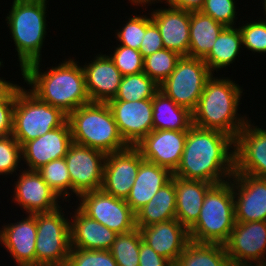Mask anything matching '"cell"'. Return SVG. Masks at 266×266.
Returning a JSON list of instances; mask_svg holds the SVG:
<instances>
[{"mask_svg": "<svg viewBox=\"0 0 266 266\" xmlns=\"http://www.w3.org/2000/svg\"><path fill=\"white\" fill-rule=\"evenodd\" d=\"M234 152L233 137L192 125L187 131L183 154L173 176L214 185L227 182L235 172Z\"/></svg>", "mask_w": 266, "mask_h": 266, "instance_id": "obj_1", "label": "cell"}, {"mask_svg": "<svg viewBox=\"0 0 266 266\" xmlns=\"http://www.w3.org/2000/svg\"><path fill=\"white\" fill-rule=\"evenodd\" d=\"M74 58H66L56 66L42 70L41 62L27 65L22 71V79L35 96L43 102L61 109L65 114L90 101L86 90L85 74L82 64ZM43 72H42V71Z\"/></svg>", "mask_w": 266, "mask_h": 266, "instance_id": "obj_2", "label": "cell"}, {"mask_svg": "<svg viewBox=\"0 0 266 266\" xmlns=\"http://www.w3.org/2000/svg\"><path fill=\"white\" fill-rule=\"evenodd\" d=\"M241 87L233 79L212 75L192 112L193 125L218 130L235 139L249 120L247 115L238 114L244 94Z\"/></svg>", "mask_w": 266, "mask_h": 266, "instance_id": "obj_3", "label": "cell"}, {"mask_svg": "<svg viewBox=\"0 0 266 266\" xmlns=\"http://www.w3.org/2000/svg\"><path fill=\"white\" fill-rule=\"evenodd\" d=\"M7 27L15 44L21 71L42 60V48L47 36V0H12Z\"/></svg>", "mask_w": 266, "mask_h": 266, "instance_id": "obj_4", "label": "cell"}, {"mask_svg": "<svg viewBox=\"0 0 266 266\" xmlns=\"http://www.w3.org/2000/svg\"><path fill=\"white\" fill-rule=\"evenodd\" d=\"M72 142L106 154L129 145L122 138L107 102H89L68 115Z\"/></svg>", "mask_w": 266, "mask_h": 266, "instance_id": "obj_5", "label": "cell"}, {"mask_svg": "<svg viewBox=\"0 0 266 266\" xmlns=\"http://www.w3.org/2000/svg\"><path fill=\"white\" fill-rule=\"evenodd\" d=\"M234 193L230 181L206 193L197 221L188 229L191 241L225 244L235 225Z\"/></svg>", "mask_w": 266, "mask_h": 266, "instance_id": "obj_6", "label": "cell"}, {"mask_svg": "<svg viewBox=\"0 0 266 266\" xmlns=\"http://www.w3.org/2000/svg\"><path fill=\"white\" fill-rule=\"evenodd\" d=\"M68 115L35 96L29 88L17 84L13 114V137L22 146L47 132L62 126Z\"/></svg>", "mask_w": 266, "mask_h": 266, "instance_id": "obj_7", "label": "cell"}, {"mask_svg": "<svg viewBox=\"0 0 266 266\" xmlns=\"http://www.w3.org/2000/svg\"><path fill=\"white\" fill-rule=\"evenodd\" d=\"M64 208L36 213V266H65L71 249L70 219Z\"/></svg>", "mask_w": 266, "mask_h": 266, "instance_id": "obj_8", "label": "cell"}, {"mask_svg": "<svg viewBox=\"0 0 266 266\" xmlns=\"http://www.w3.org/2000/svg\"><path fill=\"white\" fill-rule=\"evenodd\" d=\"M212 75L203 59L182 56L174 71L159 85V90L177 105L193 112Z\"/></svg>", "mask_w": 266, "mask_h": 266, "instance_id": "obj_9", "label": "cell"}, {"mask_svg": "<svg viewBox=\"0 0 266 266\" xmlns=\"http://www.w3.org/2000/svg\"><path fill=\"white\" fill-rule=\"evenodd\" d=\"M78 201L75 207L117 234H125L137 228L136 214L127 202L102 189L81 194Z\"/></svg>", "mask_w": 266, "mask_h": 266, "instance_id": "obj_10", "label": "cell"}, {"mask_svg": "<svg viewBox=\"0 0 266 266\" xmlns=\"http://www.w3.org/2000/svg\"><path fill=\"white\" fill-rule=\"evenodd\" d=\"M106 153L72 142L65 155L67 170L71 179V195L102 188Z\"/></svg>", "mask_w": 266, "mask_h": 266, "instance_id": "obj_11", "label": "cell"}, {"mask_svg": "<svg viewBox=\"0 0 266 266\" xmlns=\"http://www.w3.org/2000/svg\"><path fill=\"white\" fill-rule=\"evenodd\" d=\"M224 246L236 264L253 266L266 262V221L235 222Z\"/></svg>", "mask_w": 266, "mask_h": 266, "instance_id": "obj_12", "label": "cell"}, {"mask_svg": "<svg viewBox=\"0 0 266 266\" xmlns=\"http://www.w3.org/2000/svg\"><path fill=\"white\" fill-rule=\"evenodd\" d=\"M249 119L234 139L235 174L266 178V129Z\"/></svg>", "mask_w": 266, "mask_h": 266, "instance_id": "obj_13", "label": "cell"}, {"mask_svg": "<svg viewBox=\"0 0 266 266\" xmlns=\"http://www.w3.org/2000/svg\"><path fill=\"white\" fill-rule=\"evenodd\" d=\"M143 161L135 146L107 154L101 189L116 198L126 200Z\"/></svg>", "mask_w": 266, "mask_h": 266, "instance_id": "obj_14", "label": "cell"}, {"mask_svg": "<svg viewBox=\"0 0 266 266\" xmlns=\"http://www.w3.org/2000/svg\"><path fill=\"white\" fill-rule=\"evenodd\" d=\"M229 181L234 193L235 221H266V178L234 173Z\"/></svg>", "mask_w": 266, "mask_h": 266, "instance_id": "obj_15", "label": "cell"}, {"mask_svg": "<svg viewBox=\"0 0 266 266\" xmlns=\"http://www.w3.org/2000/svg\"><path fill=\"white\" fill-rule=\"evenodd\" d=\"M118 130L129 146H135L153 130L152 99L108 101Z\"/></svg>", "mask_w": 266, "mask_h": 266, "instance_id": "obj_16", "label": "cell"}, {"mask_svg": "<svg viewBox=\"0 0 266 266\" xmlns=\"http://www.w3.org/2000/svg\"><path fill=\"white\" fill-rule=\"evenodd\" d=\"M22 167L13 184V202L23 208L25 214L50 212L61 205V198L44 181L37 171H29Z\"/></svg>", "mask_w": 266, "mask_h": 266, "instance_id": "obj_17", "label": "cell"}, {"mask_svg": "<svg viewBox=\"0 0 266 266\" xmlns=\"http://www.w3.org/2000/svg\"><path fill=\"white\" fill-rule=\"evenodd\" d=\"M186 137L187 131L152 130L135 147L145 161L173 173L180 163Z\"/></svg>", "mask_w": 266, "mask_h": 266, "instance_id": "obj_18", "label": "cell"}, {"mask_svg": "<svg viewBox=\"0 0 266 266\" xmlns=\"http://www.w3.org/2000/svg\"><path fill=\"white\" fill-rule=\"evenodd\" d=\"M72 143L71 128L68 120L36 139L21 146L22 162L26 170L37 171L52 160L64 158Z\"/></svg>", "mask_w": 266, "mask_h": 266, "instance_id": "obj_19", "label": "cell"}, {"mask_svg": "<svg viewBox=\"0 0 266 266\" xmlns=\"http://www.w3.org/2000/svg\"><path fill=\"white\" fill-rule=\"evenodd\" d=\"M16 223L0 228V243L13 257L17 266H36V214H26Z\"/></svg>", "mask_w": 266, "mask_h": 266, "instance_id": "obj_20", "label": "cell"}, {"mask_svg": "<svg viewBox=\"0 0 266 266\" xmlns=\"http://www.w3.org/2000/svg\"><path fill=\"white\" fill-rule=\"evenodd\" d=\"M97 55L82 65L86 90L91 102H108L117 95L123 76L108 54Z\"/></svg>", "mask_w": 266, "mask_h": 266, "instance_id": "obj_21", "label": "cell"}, {"mask_svg": "<svg viewBox=\"0 0 266 266\" xmlns=\"http://www.w3.org/2000/svg\"><path fill=\"white\" fill-rule=\"evenodd\" d=\"M137 228L143 241L173 265L190 241L188 229L177 219Z\"/></svg>", "mask_w": 266, "mask_h": 266, "instance_id": "obj_22", "label": "cell"}, {"mask_svg": "<svg viewBox=\"0 0 266 266\" xmlns=\"http://www.w3.org/2000/svg\"><path fill=\"white\" fill-rule=\"evenodd\" d=\"M152 21L159 28L164 48L177 52L180 56H188L190 12L171 6L153 9Z\"/></svg>", "mask_w": 266, "mask_h": 266, "instance_id": "obj_23", "label": "cell"}, {"mask_svg": "<svg viewBox=\"0 0 266 266\" xmlns=\"http://www.w3.org/2000/svg\"><path fill=\"white\" fill-rule=\"evenodd\" d=\"M74 210H72L74 213L69 214L71 247L109 250L118 234L85 215L78 207Z\"/></svg>", "mask_w": 266, "mask_h": 266, "instance_id": "obj_24", "label": "cell"}, {"mask_svg": "<svg viewBox=\"0 0 266 266\" xmlns=\"http://www.w3.org/2000/svg\"><path fill=\"white\" fill-rule=\"evenodd\" d=\"M172 176L173 173L169 169L144 160L139 166L138 174L125 201L136 213L172 179Z\"/></svg>", "mask_w": 266, "mask_h": 266, "instance_id": "obj_25", "label": "cell"}, {"mask_svg": "<svg viewBox=\"0 0 266 266\" xmlns=\"http://www.w3.org/2000/svg\"><path fill=\"white\" fill-rule=\"evenodd\" d=\"M214 184L175 177L176 219L189 229L199 218L207 191Z\"/></svg>", "mask_w": 266, "mask_h": 266, "instance_id": "obj_26", "label": "cell"}, {"mask_svg": "<svg viewBox=\"0 0 266 266\" xmlns=\"http://www.w3.org/2000/svg\"><path fill=\"white\" fill-rule=\"evenodd\" d=\"M135 214L137 227H146L154 223L176 219L175 176H172V179Z\"/></svg>", "mask_w": 266, "mask_h": 266, "instance_id": "obj_27", "label": "cell"}, {"mask_svg": "<svg viewBox=\"0 0 266 266\" xmlns=\"http://www.w3.org/2000/svg\"><path fill=\"white\" fill-rule=\"evenodd\" d=\"M224 28V25L201 11L190 12L188 57L204 59Z\"/></svg>", "mask_w": 266, "mask_h": 266, "instance_id": "obj_28", "label": "cell"}, {"mask_svg": "<svg viewBox=\"0 0 266 266\" xmlns=\"http://www.w3.org/2000/svg\"><path fill=\"white\" fill-rule=\"evenodd\" d=\"M153 130L188 131L192 123V112L177 105L160 90L152 98Z\"/></svg>", "mask_w": 266, "mask_h": 266, "instance_id": "obj_29", "label": "cell"}, {"mask_svg": "<svg viewBox=\"0 0 266 266\" xmlns=\"http://www.w3.org/2000/svg\"><path fill=\"white\" fill-rule=\"evenodd\" d=\"M242 34L237 26L225 27L217 37L212 50L203 59L208 69L215 75V71L227 70L241 53L243 46ZM225 68V69H224Z\"/></svg>", "mask_w": 266, "mask_h": 266, "instance_id": "obj_30", "label": "cell"}, {"mask_svg": "<svg viewBox=\"0 0 266 266\" xmlns=\"http://www.w3.org/2000/svg\"><path fill=\"white\" fill-rule=\"evenodd\" d=\"M230 261L223 244L190 240L174 266H226Z\"/></svg>", "mask_w": 266, "mask_h": 266, "instance_id": "obj_31", "label": "cell"}, {"mask_svg": "<svg viewBox=\"0 0 266 266\" xmlns=\"http://www.w3.org/2000/svg\"><path fill=\"white\" fill-rule=\"evenodd\" d=\"M159 85L144 72L123 76L115 98L109 101H138L152 99Z\"/></svg>", "mask_w": 266, "mask_h": 266, "instance_id": "obj_32", "label": "cell"}, {"mask_svg": "<svg viewBox=\"0 0 266 266\" xmlns=\"http://www.w3.org/2000/svg\"><path fill=\"white\" fill-rule=\"evenodd\" d=\"M142 240L139 228L116 236L109 251L118 266H139V252Z\"/></svg>", "mask_w": 266, "mask_h": 266, "instance_id": "obj_33", "label": "cell"}, {"mask_svg": "<svg viewBox=\"0 0 266 266\" xmlns=\"http://www.w3.org/2000/svg\"><path fill=\"white\" fill-rule=\"evenodd\" d=\"M37 172L42 176L47 185L62 199L64 203L71 200V179L65 158L52 160L43 165ZM69 197V198H68ZM64 198V199H63Z\"/></svg>", "mask_w": 266, "mask_h": 266, "instance_id": "obj_34", "label": "cell"}, {"mask_svg": "<svg viewBox=\"0 0 266 266\" xmlns=\"http://www.w3.org/2000/svg\"><path fill=\"white\" fill-rule=\"evenodd\" d=\"M181 57L175 51L161 49L144 58L143 72L160 85L174 71Z\"/></svg>", "mask_w": 266, "mask_h": 266, "instance_id": "obj_35", "label": "cell"}, {"mask_svg": "<svg viewBox=\"0 0 266 266\" xmlns=\"http://www.w3.org/2000/svg\"><path fill=\"white\" fill-rule=\"evenodd\" d=\"M133 15L125 21L126 24L124 23L120 30H116L114 38H117L116 40L120 42L119 44L116 43L117 45L127 46L139 51L146 27L152 22V18L150 13L149 16L137 15L136 13H133Z\"/></svg>", "mask_w": 266, "mask_h": 266, "instance_id": "obj_36", "label": "cell"}, {"mask_svg": "<svg viewBox=\"0 0 266 266\" xmlns=\"http://www.w3.org/2000/svg\"><path fill=\"white\" fill-rule=\"evenodd\" d=\"M108 56L119 69L122 76L143 72L144 58L140 51L127 46L118 45Z\"/></svg>", "mask_w": 266, "mask_h": 266, "instance_id": "obj_37", "label": "cell"}, {"mask_svg": "<svg viewBox=\"0 0 266 266\" xmlns=\"http://www.w3.org/2000/svg\"><path fill=\"white\" fill-rule=\"evenodd\" d=\"M22 160L21 145L13 135L0 137V175L17 174Z\"/></svg>", "mask_w": 266, "mask_h": 266, "instance_id": "obj_38", "label": "cell"}, {"mask_svg": "<svg viewBox=\"0 0 266 266\" xmlns=\"http://www.w3.org/2000/svg\"><path fill=\"white\" fill-rule=\"evenodd\" d=\"M66 266H118L109 250L71 247Z\"/></svg>", "mask_w": 266, "mask_h": 266, "instance_id": "obj_39", "label": "cell"}, {"mask_svg": "<svg viewBox=\"0 0 266 266\" xmlns=\"http://www.w3.org/2000/svg\"><path fill=\"white\" fill-rule=\"evenodd\" d=\"M242 34L243 48L252 51L253 54L266 53V20L258 19L244 25H239Z\"/></svg>", "mask_w": 266, "mask_h": 266, "instance_id": "obj_40", "label": "cell"}, {"mask_svg": "<svg viewBox=\"0 0 266 266\" xmlns=\"http://www.w3.org/2000/svg\"><path fill=\"white\" fill-rule=\"evenodd\" d=\"M235 4V0H205L200 11L225 27H233L238 19Z\"/></svg>", "mask_w": 266, "mask_h": 266, "instance_id": "obj_41", "label": "cell"}, {"mask_svg": "<svg viewBox=\"0 0 266 266\" xmlns=\"http://www.w3.org/2000/svg\"><path fill=\"white\" fill-rule=\"evenodd\" d=\"M12 82L13 84L0 96V137L12 135L17 95V84Z\"/></svg>", "mask_w": 266, "mask_h": 266, "instance_id": "obj_42", "label": "cell"}, {"mask_svg": "<svg viewBox=\"0 0 266 266\" xmlns=\"http://www.w3.org/2000/svg\"><path fill=\"white\" fill-rule=\"evenodd\" d=\"M164 49L162 37L157 25L152 21L145 31V35L140 45V53L143 58L148 57L156 51Z\"/></svg>", "mask_w": 266, "mask_h": 266, "instance_id": "obj_43", "label": "cell"}, {"mask_svg": "<svg viewBox=\"0 0 266 266\" xmlns=\"http://www.w3.org/2000/svg\"><path fill=\"white\" fill-rule=\"evenodd\" d=\"M139 266H174L168 259L160 256L143 240L140 244Z\"/></svg>", "mask_w": 266, "mask_h": 266, "instance_id": "obj_44", "label": "cell"}, {"mask_svg": "<svg viewBox=\"0 0 266 266\" xmlns=\"http://www.w3.org/2000/svg\"><path fill=\"white\" fill-rule=\"evenodd\" d=\"M205 0H168L166 6L182 9L184 11L195 12L203 8Z\"/></svg>", "mask_w": 266, "mask_h": 266, "instance_id": "obj_45", "label": "cell"}, {"mask_svg": "<svg viewBox=\"0 0 266 266\" xmlns=\"http://www.w3.org/2000/svg\"><path fill=\"white\" fill-rule=\"evenodd\" d=\"M128 1H130L129 3H131L132 6L135 5L136 7L140 6V7H143V8L145 6L148 7L149 5L151 6L152 4L159 3V2H161V3H163V2L167 3L168 2V0H128Z\"/></svg>", "mask_w": 266, "mask_h": 266, "instance_id": "obj_46", "label": "cell"}, {"mask_svg": "<svg viewBox=\"0 0 266 266\" xmlns=\"http://www.w3.org/2000/svg\"><path fill=\"white\" fill-rule=\"evenodd\" d=\"M11 81H6L0 77V96L12 85Z\"/></svg>", "mask_w": 266, "mask_h": 266, "instance_id": "obj_47", "label": "cell"}, {"mask_svg": "<svg viewBox=\"0 0 266 266\" xmlns=\"http://www.w3.org/2000/svg\"><path fill=\"white\" fill-rule=\"evenodd\" d=\"M260 3H262V5H263V9H264V11H263V13H264V16H265V19L264 20H266V0H261V2Z\"/></svg>", "mask_w": 266, "mask_h": 266, "instance_id": "obj_48", "label": "cell"}, {"mask_svg": "<svg viewBox=\"0 0 266 266\" xmlns=\"http://www.w3.org/2000/svg\"><path fill=\"white\" fill-rule=\"evenodd\" d=\"M226 266H242L239 264H236L235 262L230 261Z\"/></svg>", "mask_w": 266, "mask_h": 266, "instance_id": "obj_49", "label": "cell"}, {"mask_svg": "<svg viewBox=\"0 0 266 266\" xmlns=\"http://www.w3.org/2000/svg\"><path fill=\"white\" fill-rule=\"evenodd\" d=\"M253 266H266V262L260 263V264H256V265H253Z\"/></svg>", "mask_w": 266, "mask_h": 266, "instance_id": "obj_50", "label": "cell"}]
</instances>
